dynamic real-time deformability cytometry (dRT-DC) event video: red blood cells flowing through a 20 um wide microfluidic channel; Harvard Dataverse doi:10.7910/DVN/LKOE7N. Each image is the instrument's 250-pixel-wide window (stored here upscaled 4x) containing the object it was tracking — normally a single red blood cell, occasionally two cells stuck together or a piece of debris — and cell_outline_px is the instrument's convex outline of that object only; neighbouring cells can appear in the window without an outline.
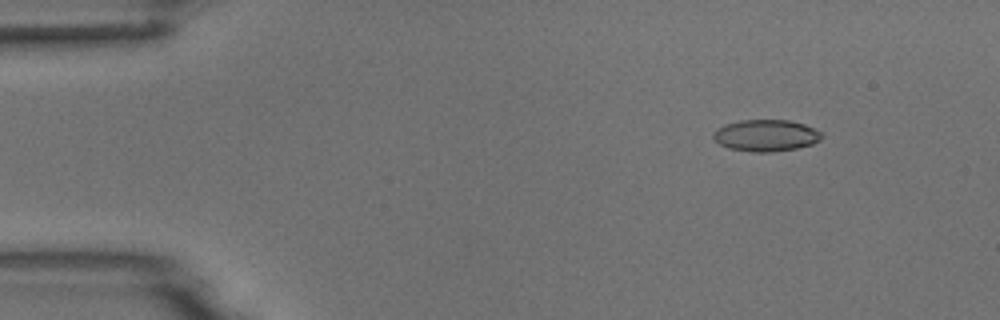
{"species": "common noctule bat (a hibernating species)", "species_latin": "Nyctalus noctula", "temperature_condition": "room temperature", "stored_images_in_passage": 7, "camera_frame_rate_fps": 3000, "um_per_image_px": 0.085, "animal": {"sex": "male", "body_mass_g": 18.8}, "frame": {"image": 1, "passage_image": 2, "time_ms": 1.0, "image_size_px": [1000, 320], "cell_outline_px": [[824, 136], [820, 140], [812, 144], [796, 148], [772, 152], [752, 152], [728, 148], [712, 140], [712, 132], [716, 128], [724, 124], [740, 120], [788, 120], [804, 124], [820, 132]], "centroid_in_image_um": [65.05, 11.51], "position_along_channel_um": 20.0, "area_um2": 20.17}}
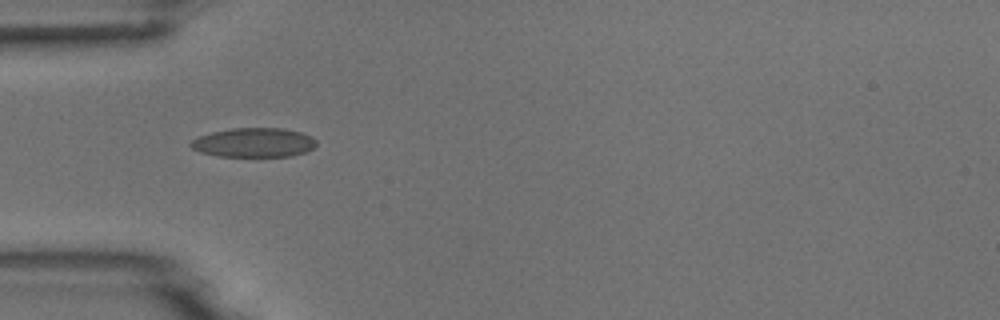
{"frame": {"image": 2, "passage_image": 4, "time_ms": 4.333, "image_size_px": [1000, 320], "cell_outline_px": [[316, 144], [312, 148], [304, 152], [292, 156], [216, 156], [200, 152], [192, 148], [188, 144], [192, 140], [200, 136], [212, 132], [232, 128], [284, 128], [300, 132], [312, 136], [316, 140]], "centroid_in_image_um": [21.57, 12.11], "position_along_channel_um": 63.4, "area_um2": 21.39}}